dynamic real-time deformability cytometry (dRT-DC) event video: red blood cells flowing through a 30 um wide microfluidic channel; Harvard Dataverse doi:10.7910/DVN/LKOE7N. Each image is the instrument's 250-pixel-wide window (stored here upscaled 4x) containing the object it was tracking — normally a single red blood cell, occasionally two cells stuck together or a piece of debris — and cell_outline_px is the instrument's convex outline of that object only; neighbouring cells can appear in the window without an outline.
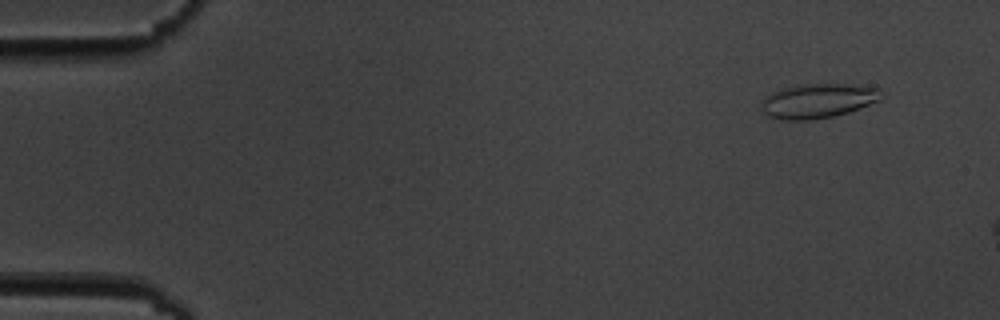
{"species": "common noctule bat (a hibernating species)", "species_latin": "Nyctalus noctula", "temperature_condition": "cold", "stored_images_in_passage": 6, "camera_frame_rate_fps": 3000, "um_per_image_px": 0.085, "animal": {"sex": "male", "body_mass_g": 19.5, "forearm_length_mm": 54.6}, "frame": {"image": 1, "passage_image": 2, "time_ms": 1.333, "image_size_px": [1000, 320], "cell_outline_px": [[884, 92], [880, 100], [860, 108], [848, 112], [832, 116], [812, 120], [780, 120], [768, 116], [760, 108], [760, 104], [772, 92], [796, 84], [848, 84], [880, 88]], "centroid_in_image_um": [69.54, 8.57], "position_along_channel_um": 15.5, "area_um2": 24.22}}
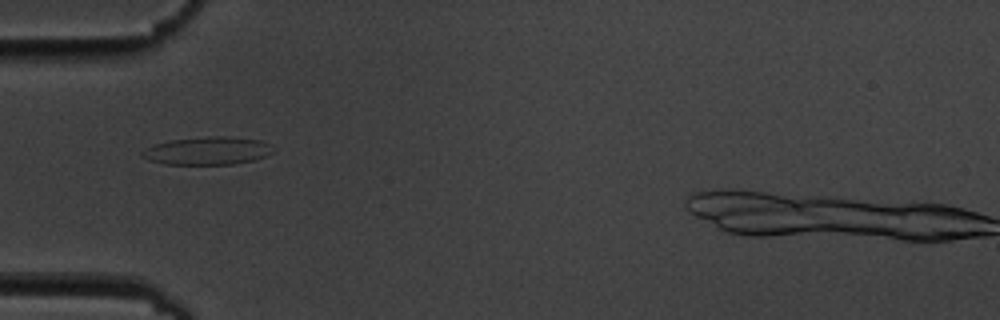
{"frame": {"image": 2, "passage_image": 6, "time_ms": 6.0, "image_size_px": [1000, 320], "cell_outline_px": [[276, 148], [268, 156], [252, 160], [232, 164], [164, 164], [148, 160], [140, 156], [140, 152], [156, 144], [172, 140], [208, 136], [228, 136], [260, 140], [272, 144]], "centroid_in_image_um": [17.69, 12.81], "position_along_channel_um": 67.3, "area_um2": 21.39}}